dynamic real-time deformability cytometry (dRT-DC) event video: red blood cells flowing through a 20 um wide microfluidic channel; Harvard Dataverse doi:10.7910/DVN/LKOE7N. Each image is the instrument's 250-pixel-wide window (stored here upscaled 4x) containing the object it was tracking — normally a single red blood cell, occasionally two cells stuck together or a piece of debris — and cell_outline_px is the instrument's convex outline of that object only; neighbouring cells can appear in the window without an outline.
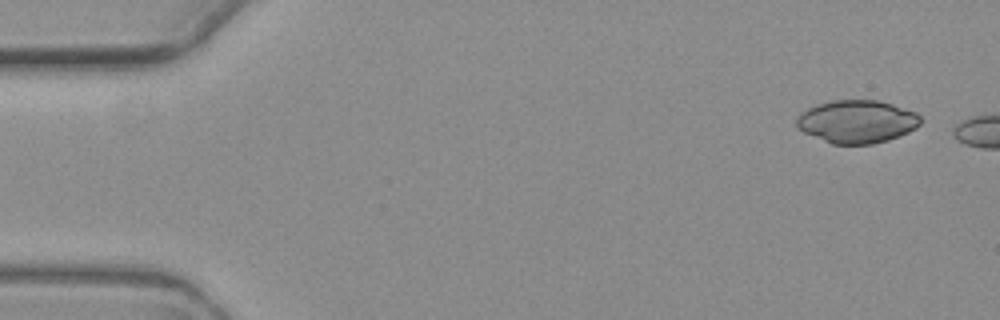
{"species": "common noctule bat (a hibernating species)", "species_latin": "Nyctalus noctula", "temperature_condition": "warm", "stored_images_in_passage": 3, "camera_frame_rate_fps": 3000, "um_per_image_px": 0.085, "animal": {"sex": "female", "body_mass_g": 19.3, "forearm_length_mm": 54.1}, "frame": {"image": 1, "passage_image": 1, "time_ms": 0.0, "image_size_px": [1000, 320], "cell_outline_px": [[924, 120], [916, 128], [900, 136], [888, 140], [872, 144], [832, 144], [804, 132], [796, 128], [796, 116], [800, 112], [816, 104], [832, 100], [876, 100], [892, 104], [916, 112]], "centroid_in_image_um": [72.83, 10.33], "position_along_channel_um": 12.2, "area_um2": 31.27}}